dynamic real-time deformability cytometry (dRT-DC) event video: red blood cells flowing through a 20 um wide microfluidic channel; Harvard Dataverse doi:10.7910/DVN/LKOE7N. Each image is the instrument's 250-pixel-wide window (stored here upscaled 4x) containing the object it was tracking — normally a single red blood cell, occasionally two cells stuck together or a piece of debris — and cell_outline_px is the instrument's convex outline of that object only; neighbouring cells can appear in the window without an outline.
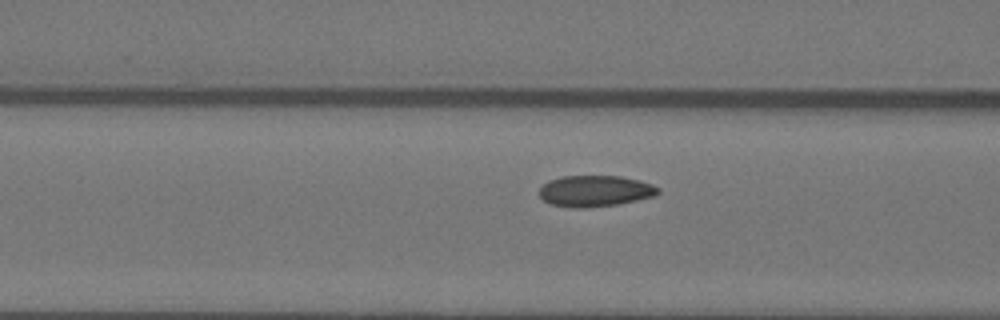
{"species": "Egyptian fruit bat (a non-hibernating species)", "species_latin": "Rousettus aegyptiacus", "temperature_condition": "warm", "stored_images_in_passage": 20, "camera_frame_rate_fps": 3000, "um_per_image_px": 0.085, "animal": {"sex": "female"}, "frame": {"image": 1, "passage_image": 17, "time_ms": 5.333, "image_size_px": [1000, 320], "cell_outline_px": [[660, 192], [656, 196], [616, 204], [584, 208], [572, 208], [552, 204], [544, 200], [540, 196], [540, 188], [548, 180], [564, 176], [620, 176], [640, 180], [652, 184], [660, 188]], "centroid_in_image_um": [50.61, 16.23], "position_along_channel_um": 116.0, "area_um2": 21.56}}